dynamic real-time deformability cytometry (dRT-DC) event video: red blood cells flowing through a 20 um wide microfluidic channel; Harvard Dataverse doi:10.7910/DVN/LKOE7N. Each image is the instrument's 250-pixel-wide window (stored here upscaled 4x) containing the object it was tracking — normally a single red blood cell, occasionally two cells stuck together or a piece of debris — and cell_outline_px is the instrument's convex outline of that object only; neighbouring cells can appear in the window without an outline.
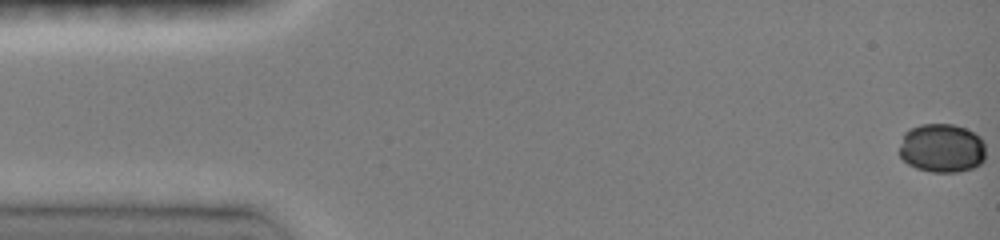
{"species": "common noctule bat (a hibernating species)", "species_latin": "Nyctalus noctula", "temperature_condition": "room temperature", "stored_images_in_passage": 36, "camera_frame_rate_fps": 3000, "um_per_image_px": 0.085, "animal": {"sex": "female", "body_mass_g": 19.0, "forearm_length_mm": 51.5}, "frame": {"image": 1, "passage_image": 1, "time_ms": 0.0, "image_size_px": [1000, 240], "cell_outline_px": [[984, 160], [980, 164], [972, 168], [960, 172], [932, 172], [916, 168], [908, 164], [900, 156], [900, 148], [904, 132], [920, 124], [952, 124], [964, 128], [980, 136], [984, 144]], "centroid_in_image_um": [80.06, 12.6], "position_along_channel_um": 4.9, "area_um2": 24.57}}
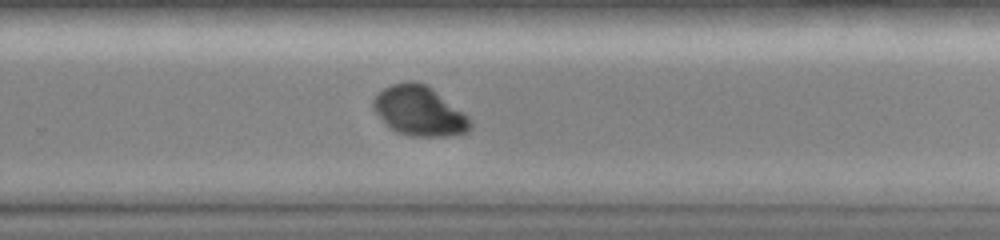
{"frame": {"image": 2, "passage_image": 24, "time_ms": 10.333, "image_size_px": [1000, 240], "cell_outline_px": [[472, 128], [468, 132], [448, 136], [412, 136], [396, 132], [388, 128], [372, 108], [372, 100], [384, 88], [392, 84], [408, 80], [412, 80], [428, 84], [468, 116], [472, 124]], "centroid_in_image_um": [35.63, 9.43], "position_along_channel_um": 294.2, "area_um2": 28.38}}
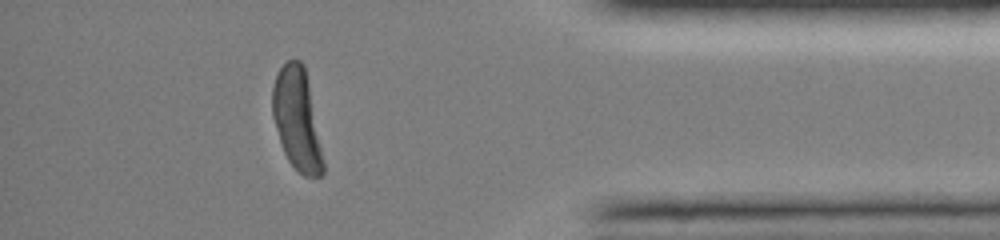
{"frame": {"image": 3, "passage_image": 32, "time_ms": 13.667, "image_size_px": [1000, 240], "cell_outline_px": [[324, 172], [320, 176], [304, 176], [288, 160], [284, 152], [272, 116], [272, 88], [276, 76], [280, 68], [288, 60], [300, 60], [304, 64], [324, 164]], "centroid_in_image_um": [25.22, 10.13], "position_along_channel_um": 410.0, "area_um2": 29.3}, "authors_computed_cell_mechanics": {"area_um2": 28.4376, "velocity_mm_per_s": 4.0823, "shape_relaxation_time_tau1_ms": 1.064, "shape_relaxation_time_tau2_ms": null, "deformation_change_tau1": 0.0048, "deformation_change_tau2": null}}